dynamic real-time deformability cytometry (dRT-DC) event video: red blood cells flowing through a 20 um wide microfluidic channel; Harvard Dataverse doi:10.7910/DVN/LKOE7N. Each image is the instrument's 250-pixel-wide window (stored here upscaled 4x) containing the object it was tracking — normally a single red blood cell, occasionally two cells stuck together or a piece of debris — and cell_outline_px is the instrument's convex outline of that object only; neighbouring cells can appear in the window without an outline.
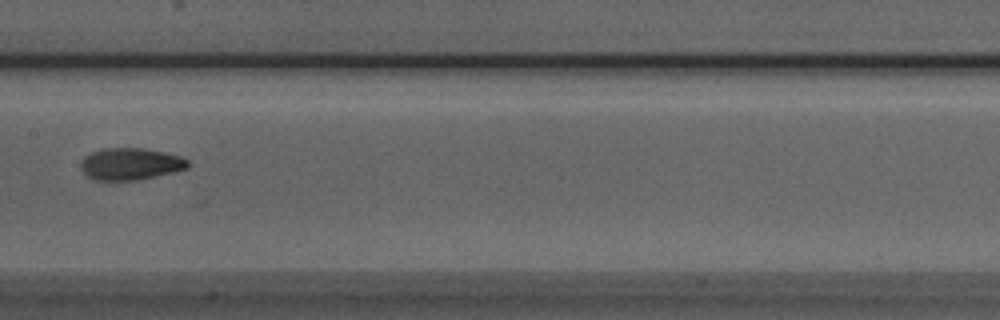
{"species": "Egyptian fruit bat (a non-hibernating species)", "species_latin": "Rousettus aegyptiacus", "temperature_condition": "room temperature", "stored_images_in_passage": 9, "camera_frame_rate_fps": 3000, "um_per_image_px": 0.085, "animal": {"sex": "male"}, "frame": {"image": 1, "passage_image": 9, "time_ms": 2.667, "image_size_px": [1000, 320], "cell_outline_px": [[192, 164], [188, 168], [172, 172], [136, 180], [92, 180], [80, 168], [80, 164], [84, 156], [92, 152], [104, 148], [144, 148], [164, 152], [180, 156], [188, 160]], "centroid_in_image_um": [11.09, 13.93], "position_along_channel_um": 196.3, "area_um2": 19.94}}